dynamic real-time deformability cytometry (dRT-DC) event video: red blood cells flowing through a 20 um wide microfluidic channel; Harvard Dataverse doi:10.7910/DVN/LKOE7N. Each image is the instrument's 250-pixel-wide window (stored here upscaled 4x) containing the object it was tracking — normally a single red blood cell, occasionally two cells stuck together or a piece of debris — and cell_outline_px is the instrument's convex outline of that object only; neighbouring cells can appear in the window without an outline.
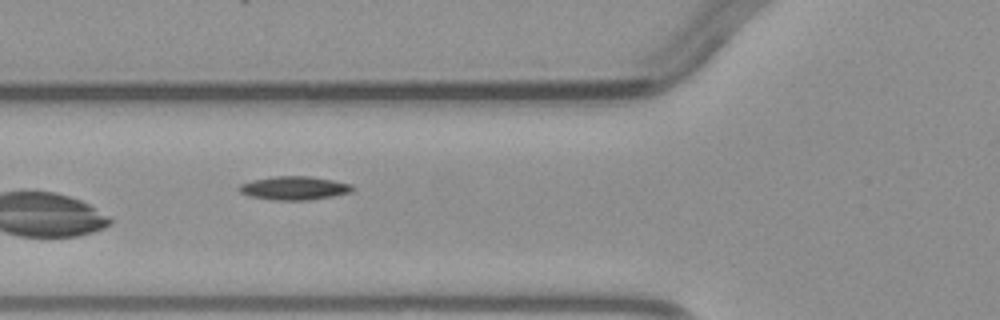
{"species": "common noctule bat (a hibernating species)", "species_latin": "Nyctalus noctula", "temperature_condition": "warm", "stored_images_in_passage": 6, "camera_frame_rate_fps": 3000, "um_per_image_px": 0.085, "animal": {"sex": "male", "body_mass_g": 23.1, "forearm_length_mm": 52.7}, "frame": {"image": 1, "passage_image": 5, "time_ms": 4.667, "image_size_px": [1000, 320], "cell_outline_px": [[356, 188], [352, 192], [332, 196], [308, 200], [272, 200], [248, 196], [240, 192], [236, 188], [240, 184], [252, 180], [272, 176], [308, 176], [332, 180], [352, 184]], "centroid_in_image_um": [24.99, 15.99], "position_along_channel_um": 100.8, "area_um2": 15.72}}
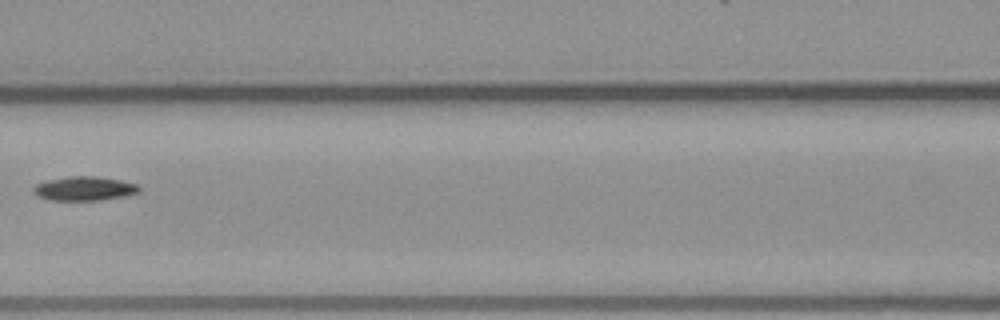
{"frame": {"image": 2, "passage_image": 6, "time_ms": 6.0, "image_size_px": [1000, 320], "cell_outline_px": [[140, 192], [124, 196], [100, 200], [48, 200], [36, 196], [32, 192], [32, 188], [36, 184], [48, 180], [68, 176], [96, 176], [120, 180], [136, 184], [140, 188]], "centroid_in_image_um": [7.13, 16.03], "position_along_channel_um": 159.5, "area_um2": 14.91}}